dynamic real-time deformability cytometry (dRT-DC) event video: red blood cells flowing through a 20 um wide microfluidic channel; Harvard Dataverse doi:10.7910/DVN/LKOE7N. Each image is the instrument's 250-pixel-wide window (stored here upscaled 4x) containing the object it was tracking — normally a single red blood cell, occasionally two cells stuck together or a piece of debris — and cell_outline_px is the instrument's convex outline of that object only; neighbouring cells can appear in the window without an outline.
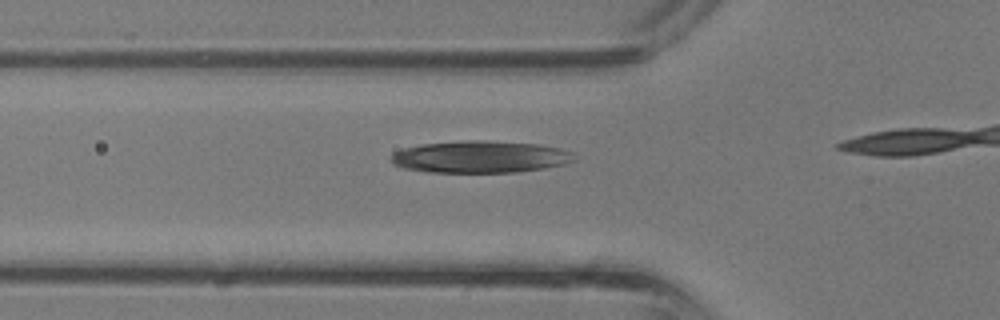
{"species": "common noctule bat (a hibernating species)", "species_latin": "Nyctalus noctula", "temperature_condition": "room temperature", "stored_images_in_passage": 8, "camera_frame_rate_fps": 3000, "um_per_image_px": 0.085, "animal": {"sex": "male", "body_mass_g": 13.3}, "frame": {"image": 1, "passage_image": 4, "time_ms": 1.0, "image_size_px": [1000, 320], "cell_outline_px": [[576, 160], [564, 164], [544, 168], [516, 172], [428, 172], [404, 168], [392, 164], [392, 152], [400, 148], [424, 144], [468, 140], [480, 140], [536, 144], [560, 148], [572, 152], [576, 156]], "centroid_in_image_um": [40.81, 13.33], "position_along_channel_um": 85.0, "area_um2": 34.16}}
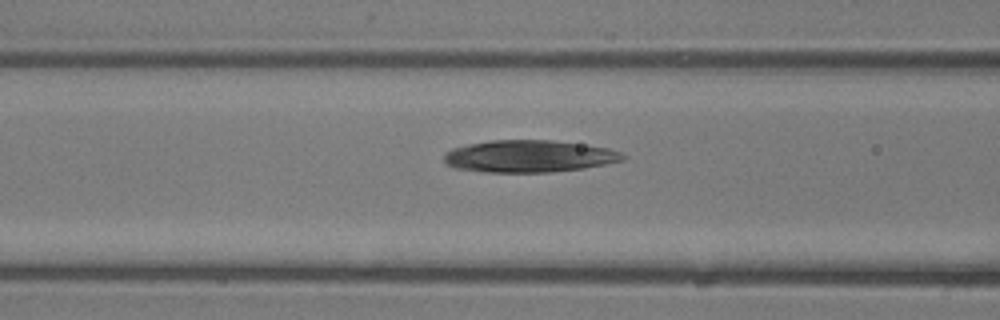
{"frame": {"image": 2, "passage_image": 6, "time_ms": 1.667, "image_size_px": [1000, 320], "cell_outline_px": [[628, 156], [624, 160], [584, 168], [552, 172], [484, 172], [456, 168], [444, 164], [444, 152], [452, 148], [468, 144], [492, 140], [552, 140], [608, 148], [620, 152]], "centroid_in_image_um": [44.94, 13.28], "position_along_channel_um": 121.7, "area_um2": 33.52}}